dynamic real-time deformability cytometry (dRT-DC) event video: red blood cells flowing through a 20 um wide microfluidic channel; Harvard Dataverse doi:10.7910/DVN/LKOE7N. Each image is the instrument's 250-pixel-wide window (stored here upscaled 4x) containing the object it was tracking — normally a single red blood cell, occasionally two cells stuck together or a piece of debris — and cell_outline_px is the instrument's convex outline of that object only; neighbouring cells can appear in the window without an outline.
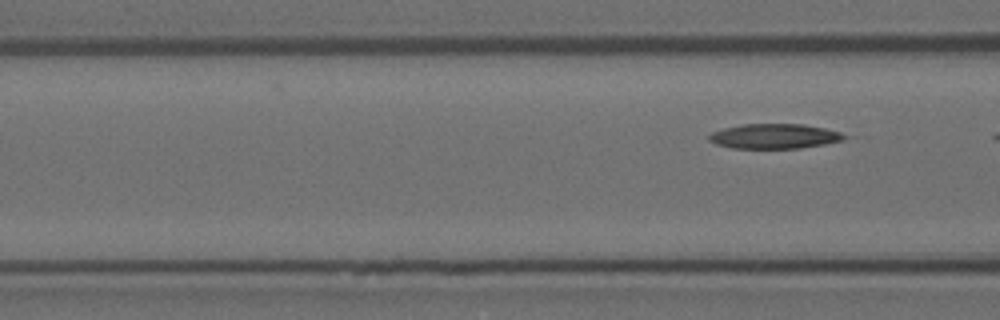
{"species": "Egyptian fruit bat (a non-hibernating species)", "species_latin": "Rousettus aegyptiacus", "temperature_condition": "room temperature", "stored_images_in_passage": 3, "camera_frame_rate_fps": 3000, "um_per_image_px": 0.085, "animal": {"sex": "female"}, "frame": {"image": 1, "passage_image": 3, "time_ms": 0.667, "image_size_px": [1000, 320], "cell_outline_px": [[852, 136], [844, 140], [824, 144], [800, 148], [732, 148], [716, 144], [708, 140], [708, 136], [712, 132], [724, 128], [744, 124], [804, 124], [824, 128], [840, 132]], "centroid_in_image_um": [65.87, 11.58], "position_along_channel_um": 100.7, "area_um2": 19.65}}